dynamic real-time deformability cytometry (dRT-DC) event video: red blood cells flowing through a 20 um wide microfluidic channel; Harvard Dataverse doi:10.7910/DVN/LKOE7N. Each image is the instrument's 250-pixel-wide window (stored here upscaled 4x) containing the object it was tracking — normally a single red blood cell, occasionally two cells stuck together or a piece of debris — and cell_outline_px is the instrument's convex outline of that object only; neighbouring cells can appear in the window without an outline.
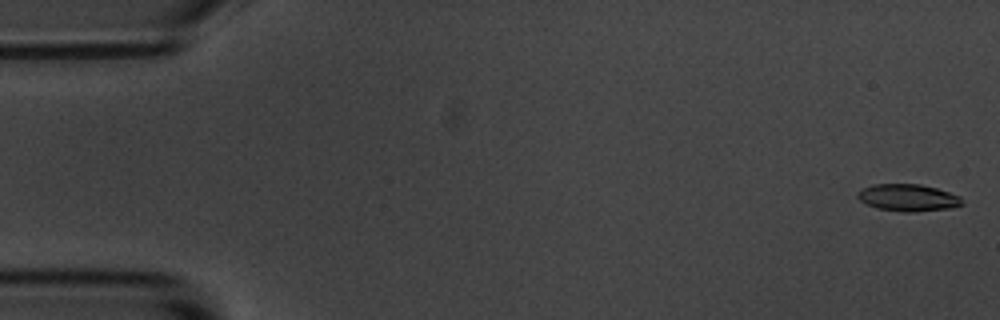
{"species": "common noctule bat (a hibernating species)", "species_latin": "Nyctalus noctula", "temperature_condition": "room temperature", "stored_images_in_passage": 10, "camera_frame_rate_fps": 3000, "um_per_image_px": 0.085, "animal": {"sex": "male", "body_mass_g": 20.1, "forearm_length_mm": 53.5}, "frame": {"image": 1, "passage_image": 1, "time_ms": 0.0, "image_size_px": [1000, 320], "cell_outline_px": [[964, 204], [952, 208], [912, 212], [900, 212], [876, 208], [860, 200], [856, 196], [856, 192], [872, 184], [920, 184], [936, 188], [960, 196]], "centroid_in_image_um": [77.18, 16.81], "position_along_channel_um": 7.8, "area_um2": 16.53}}